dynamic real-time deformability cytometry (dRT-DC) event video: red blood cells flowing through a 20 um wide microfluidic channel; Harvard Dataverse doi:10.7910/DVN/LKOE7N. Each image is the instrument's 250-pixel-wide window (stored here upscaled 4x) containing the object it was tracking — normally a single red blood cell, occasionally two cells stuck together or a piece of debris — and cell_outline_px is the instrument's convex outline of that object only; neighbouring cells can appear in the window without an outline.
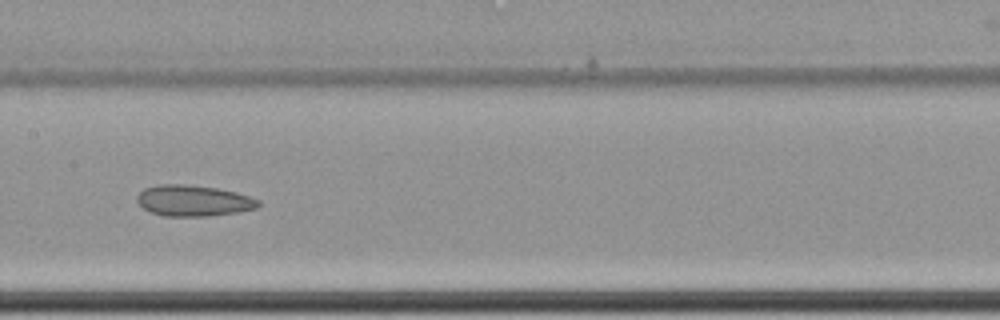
{"species": "common noctule bat (a hibernating species)", "species_latin": "Nyctalus noctula", "temperature_condition": "cold", "stored_images_in_passage": 17, "camera_frame_rate_fps": 3000, "um_per_image_px": 0.085, "animal": {"sex": "female", "body_mass_g": 22.7, "forearm_length_mm": 54.2}, "frame": {"image": 1, "passage_image": 10, "time_ms": 3.0, "image_size_px": [1000, 320], "cell_outline_px": [[260, 204], [256, 208], [236, 212], [208, 216], [164, 216], [152, 212], [144, 208], [136, 200], [136, 196], [144, 188], [160, 184], [184, 184], [216, 188], [236, 192], [260, 200]], "centroid_in_image_um": [16.43, 17.05], "position_along_channel_um": 191.0, "area_um2": 21.79}}
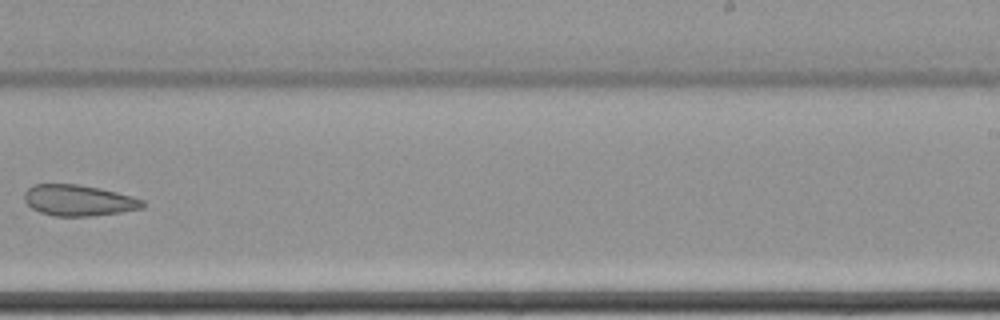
{"frame": {"image": 2, "passage_image": 12, "time_ms": 3.667, "image_size_px": [1000, 320], "cell_outline_px": [[144, 208], [120, 212], [92, 216], [56, 216], [40, 212], [32, 208], [24, 200], [24, 192], [32, 184], [76, 184], [100, 188], [132, 196], [144, 200]], "centroid_in_image_um": [6.68, 17.03], "position_along_channel_um": 282.3, "area_um2": 21.39}}
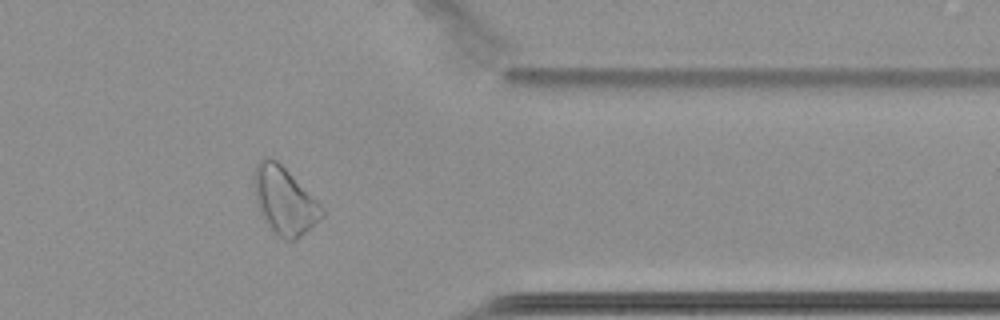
{"frame": {"image": 3, "passage_image": 15, "time_ms": 4.667, "image_size_px": [1000, 320], "cell_outline_px": [[324, 216], [296, 240], [288, 240], [272, 232], [260, 212], [256, 204], [252, 176], [256, 164], [264, 156], [268, 156], [276, 160], [324, 208]], "centroid_in_image_um": [24.13, 17.05], "position_along_channel_um": 387.3, "area_um2": 26.41}}